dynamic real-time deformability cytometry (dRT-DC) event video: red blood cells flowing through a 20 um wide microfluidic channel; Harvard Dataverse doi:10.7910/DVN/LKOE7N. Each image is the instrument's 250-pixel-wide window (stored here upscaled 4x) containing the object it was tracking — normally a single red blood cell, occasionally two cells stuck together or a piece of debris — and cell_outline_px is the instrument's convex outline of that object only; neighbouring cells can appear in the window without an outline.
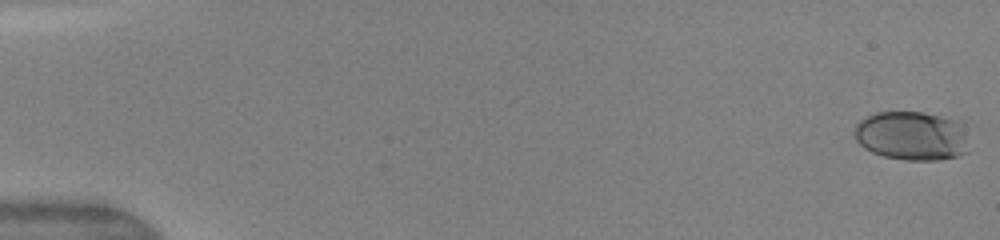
{"species": "human", "species_latin": "Homo sapiens", "temperature_condition": "warm", "stored_images_in_passage": 50, "camera_frame_rate_fps": 3000, "um_per_image_px": 0.085, "donor": {"sex": "female"}, "frame": {"image": 1, "passage_image": 1, "time_ms": 0.0, "image_size_px": [1000, 240], "cell_outline_px": [[972, 124], [968, 152], [956, 156], [940, 160], [904, 160], [884, 156], [872, 152], [864, 148], [856, 140], [852, 132], [856, 124], [860, 120], [876, 112], [924, 112], [968, 120]], "centroid_in_image_um": [77.67, 11.51], "position_along_channel_um": 7.3, "area_um2": 34.45}}
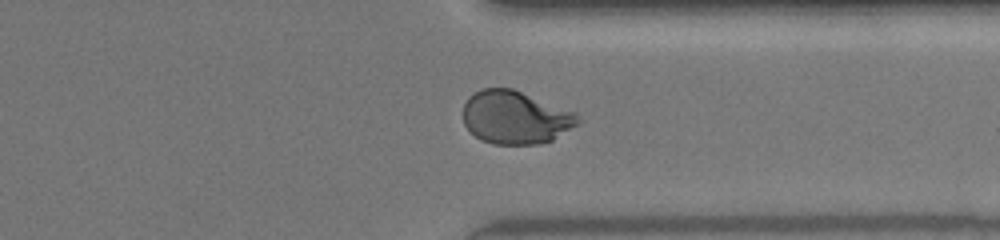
{"frame": {"image": 2, "passage_image": 39, "time_ms": 12.667, "image_size_px": [1000, 240], "cell_outline_px": [[584, 120], [580, 124], [552, 140], [540, 144], [492, 144], [480, 140], [464, 124], [464, 104], [468, 96], [484, 88], [512, 88], [576, 112]], "centroid_in_image_um": [43.86, 9.98], "position_along_channel_um": 367.5, "area_um2": 35.78}}
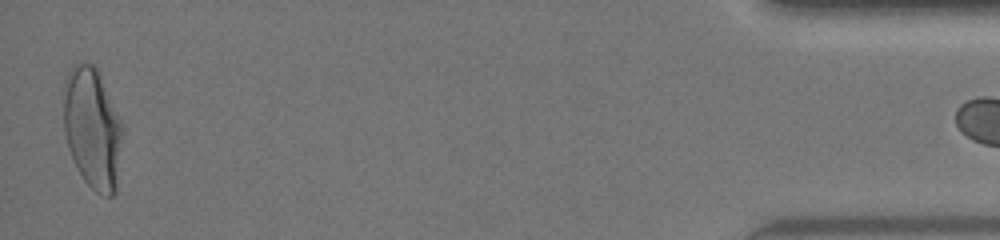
{"frame": {"image": 3, "passage_image": 49, "time_ms": 16.0, "image_size_px": [1000, 240], "cell_outline_px": [[124, 128], [116, 192], [112, 196], [100, 196], [84, 180], [76, 168], [68, 148], [64, 132], [64, 100], [68, 72], [76, 64], [92, 64], [96, 68], [100, 76]], "centroid_in_image_um": [7.88, 11.0], "position_along_channel_um": 427.3, "area_um2": 41.33}}